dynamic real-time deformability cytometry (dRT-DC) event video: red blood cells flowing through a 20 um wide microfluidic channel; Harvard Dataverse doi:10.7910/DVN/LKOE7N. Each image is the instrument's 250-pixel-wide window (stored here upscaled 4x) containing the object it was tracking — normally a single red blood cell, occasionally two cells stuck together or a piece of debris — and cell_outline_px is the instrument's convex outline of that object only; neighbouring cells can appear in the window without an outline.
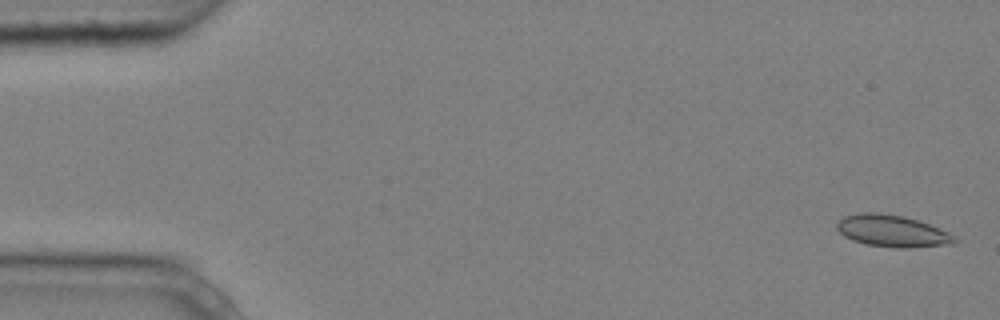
{"species": "common noctule bat (a hibernating species)", "species_latin": "Nyctalus noctula", "temperature_condition": "cold", "stored_images_in_passage": 5, "camera_frame_rate_fps": 3000, "um_per_image_px": 0.085, "animal": {"sex": "male", "body_mass_g": 20.4}, "frame": {"image": 1, "passage_image": 1, "time_ms": 0.0, "image_size_px": [1000, 320], "cell_outline_px": [[960, 240], [952, 244], [904, 248], [900, 248], [868, 244], [852, 240], [844, 236], [836, 228], [836, 224], [844, 216], [860, 212], [876, 212], [904, 216], [928, 224], [948, 232], [956, 236]], "centroid_in_image_um": [75.84, 19.63], "position_along_channel_um": 9.2, "area_um2": 21.73}}
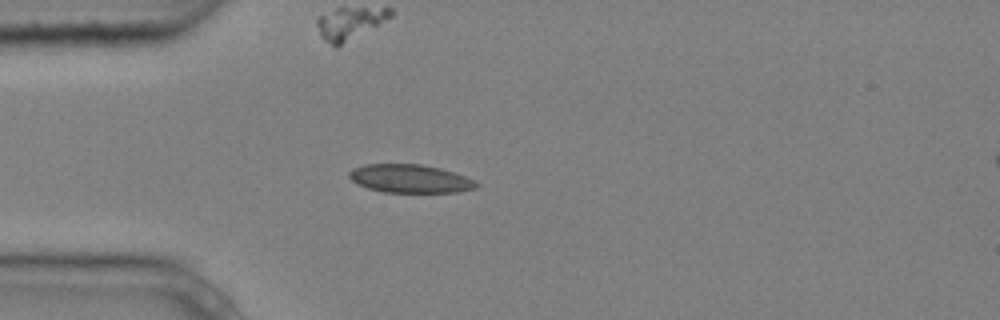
{"frame": {"image": 2, "passage_image": 5, "time_ms": 1.333, "image_size_px": [1000, 320], "cell_outline_px": [[480, 184], [476, 188], [456, 192], [384, 192], [368, 188], [356, 184], [348, 176], [348, 172], [352, 168], [364, 164], [420, 164], [440, 168], [464, 176]], "centroid_in_image_um": [34.8, 15.18], "position_along_channel_um": 50.2, "area_um2": 20.92}}